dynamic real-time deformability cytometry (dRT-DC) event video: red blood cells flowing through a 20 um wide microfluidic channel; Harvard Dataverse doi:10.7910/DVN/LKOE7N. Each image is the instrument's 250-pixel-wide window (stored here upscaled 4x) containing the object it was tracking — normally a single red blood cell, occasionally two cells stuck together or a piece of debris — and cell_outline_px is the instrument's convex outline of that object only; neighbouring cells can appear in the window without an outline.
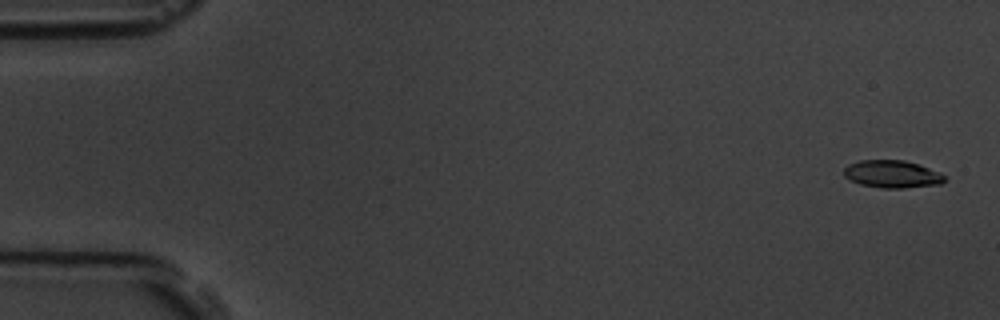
{"species": "common noctule bat (a hibernating species)", "species_latin": "Nyctalus noctula", "temperature_condition": "room temperature", "stored_images_in_passage": 6, "camera_frame_rate_fps": 3000, "um_per_image_px": 0.085, "animal": {"sex": "male", "body_mass_g": 19.5, "forearm_length_mm": 54.6}, "frame": {"image": 1, "passage_image": 1, "time_ms": 0.0, "image_size_px": [1000, 320], "cell_outline_px": [[944, 180], [940, 184], [904, 188], [880, 188], [860, 184], [848, 180], [844, 176], [844, 168], [848, 164], [860, 160], [904, 160], [940, 172], [944, 176]], "centroid_in_image_um": [75.78, 14.8], "position_along_channel_um": 9.2, "area_um2": 16.13}}
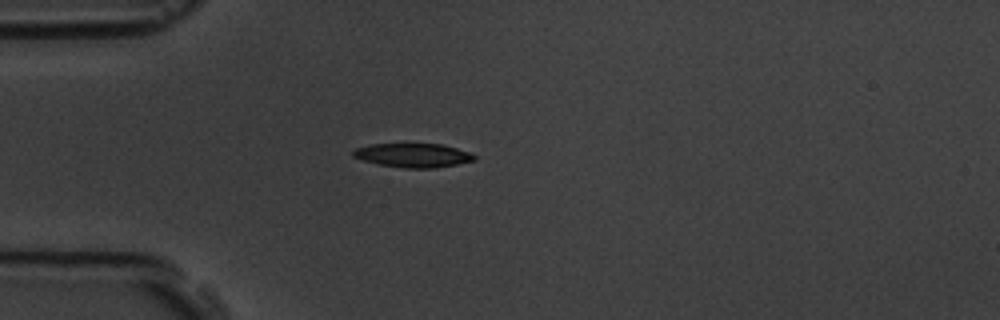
{"frame": {"image": 2, "passage_image": 5, "time_ms": 4.667, "image_size_px": [1000, 320], "cell_outline_px": [[476, 160], [436, 168], [404, 168], [380, 164], [364, 160], [352, 156], [352, 152], [356, 148], [368, 144], [444, 144], [468, 152], [476, 156]], "centroid_in_image_um": [35.12, 13.2], "position_along_channel_um": 49.9, "area_um2": 16.82}}